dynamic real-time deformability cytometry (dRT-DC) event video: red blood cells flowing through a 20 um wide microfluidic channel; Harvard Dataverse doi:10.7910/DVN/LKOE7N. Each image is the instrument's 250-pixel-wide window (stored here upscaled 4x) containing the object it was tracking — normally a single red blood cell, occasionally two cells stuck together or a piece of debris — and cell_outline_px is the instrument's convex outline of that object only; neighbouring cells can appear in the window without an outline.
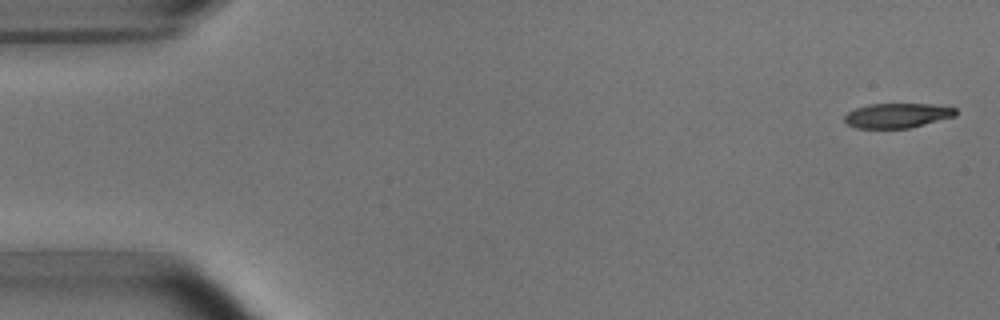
{"species": "common noctule bat (a hibernating species)", "species_latin": "Nyctalus noctula", "temperature_condition": "room temperature", "stored_images_in_passage": 5, "camera_frame_rate_fps": 3000, "um_per_image_px": 0.085, "animal": {"sex": "male", "body_mass_g": 15.6}, "frame": {"image": 1, "passage_image": 1, "time_ms": 0.0, "image_size_px": [1000, 320], "cell_outline_px": [[956, 116], [908, 128], [856, 128], [848, 124], [844, 120], [844, 116], [848, 112], [856, 108], [868, 104], [928, 104], [956, 108]], "centroid_in_image_um": [76.24, 9.82], "position_along_channel_um": 8.8, "area_um2": 15.84}}
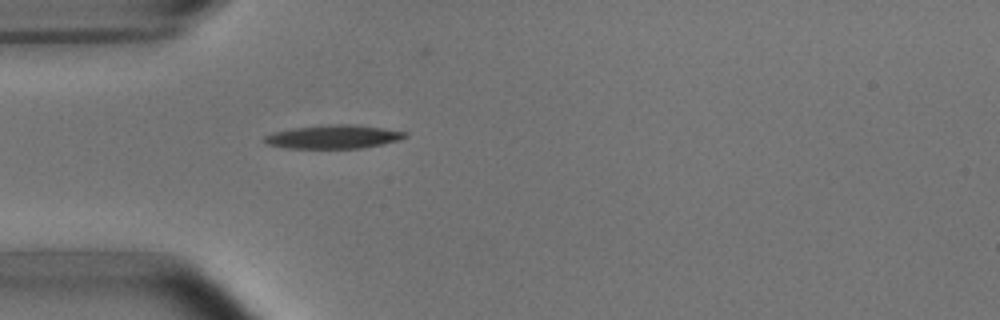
{"frame": {"image": 2, "passage_image": 5, "time_ms": 4.667, "image_size_px": [1000, 320], "cell_outline_px": [[408, 136], [400, 140], [364, 148], [284, 148], [268, 144], [260, 140], [264, 136], [272, 132], [292, 128], [332, 124], [352, 124], [384, 128], [408, 132]], "centroid_in_image_um": [28.34, 11.62], "position_along_channel_um": 56.7, "area_um2": 19.54}}